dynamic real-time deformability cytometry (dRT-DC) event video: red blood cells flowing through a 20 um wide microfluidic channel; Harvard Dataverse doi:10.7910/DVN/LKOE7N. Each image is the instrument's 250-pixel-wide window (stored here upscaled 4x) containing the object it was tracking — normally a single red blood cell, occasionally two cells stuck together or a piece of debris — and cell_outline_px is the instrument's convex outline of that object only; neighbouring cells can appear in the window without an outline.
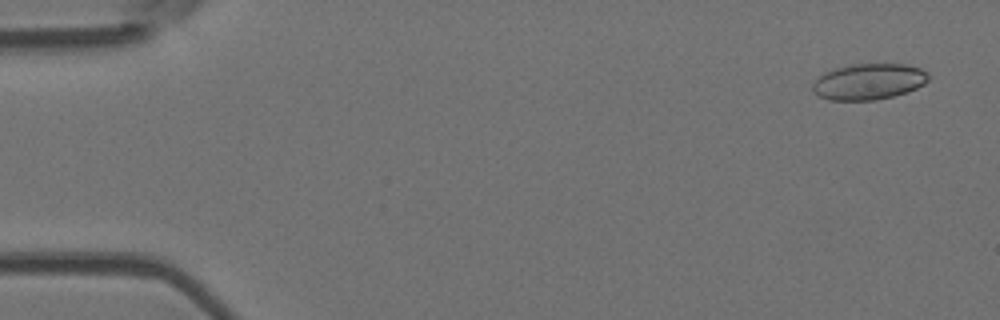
{"species": "Egyptian fruit bat (a non-hibernating species)", "species_latin": "Rousettus aegyptiacus", "temperature_condition": "room temperature", "stored_images_in_passage": 54, "camera_frame_rate_fps": 3000, "um_per_image_px": 0.085, "animal": {"sex": "female"}, "frame": {"image": 1, "passage_image": 3, "time_ms": 0.667, "image_size_px": [1000, 320], "cell_outline_px": [[928, 80], [924, 84], [908, 92], [876, 100], [828, 100], [812, 92], [812, 84], [824, 72], [836, 68], [852, 64], [904, 64], [920, 68], [928, 72]], "centroid_in_image_um": [73.84, 6.94], "position_along_channel_um": 11.2, "area_um2": 24.33}}
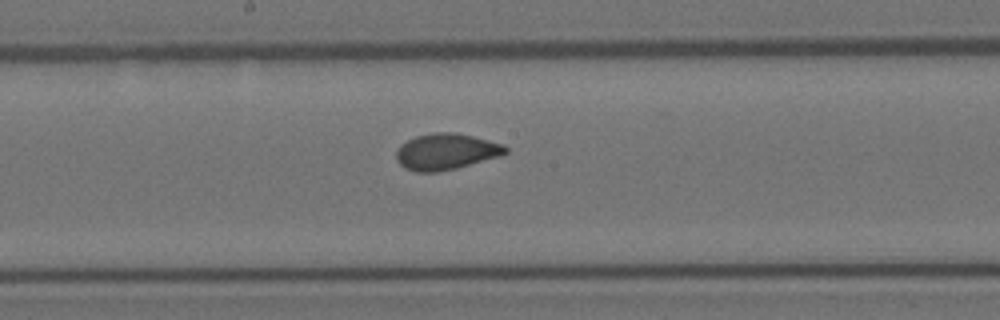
{"frame": {"image": 2, "passage_image": 29, "time_ms": 9.333, "image_size_px": [1000, 320], "cell_outline_px": [[508, 152], [500, 156], [456, 168], [436, 172], [416, 172], [404, 168], [396, 160], [396, 152], [400, 144], [416, 136], [436, 132], [452, 132], [472, 136], [504, 144], [508, 148]], "centroid_in_image_um": [37.9, 12.89], "position_along_channel_um": 210.3, "area_um2": 23.0}}
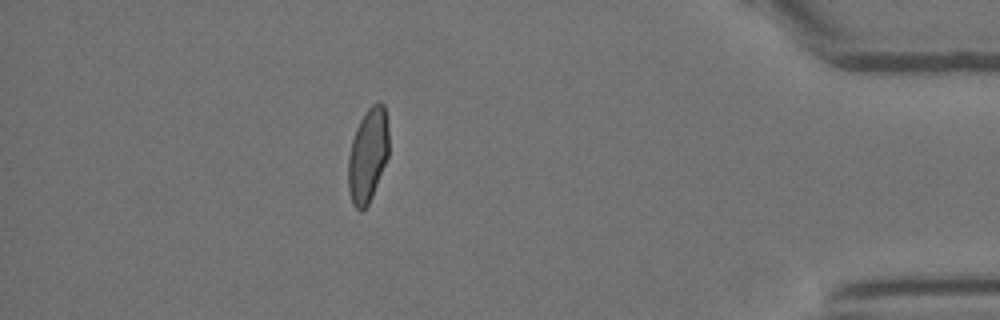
{"frame": {"image": 3, "passage_image": 48, "time_ms": 15.667, "image_size_px": [1000, 320], "cell_outline_px": [[388, 156], [372, 196], [368, 204], [360, 212], [352, 204], [348, 188], [348, 156], [352, 140], [356, 128], [360, 120], [368, 108], [372, 104], [380, 100], [384, 104], [388, 120]], "centroid_in_image_um": [31.27, 13.16], "position_along_channel_um": 403.9, "area_um2": 22.37}, "authors_computed_cell_mechanics": {"area_um2": 23.0044, "velocity_mm_per_s": 3.7681, "shape_relaxation_time_tau1_ms": 7.352, "shape_relaxation_time_tau2_ms": 0.5918, "deformation_change_tau1": 0.1571, "deformation_change_tau2": 0.0426}}